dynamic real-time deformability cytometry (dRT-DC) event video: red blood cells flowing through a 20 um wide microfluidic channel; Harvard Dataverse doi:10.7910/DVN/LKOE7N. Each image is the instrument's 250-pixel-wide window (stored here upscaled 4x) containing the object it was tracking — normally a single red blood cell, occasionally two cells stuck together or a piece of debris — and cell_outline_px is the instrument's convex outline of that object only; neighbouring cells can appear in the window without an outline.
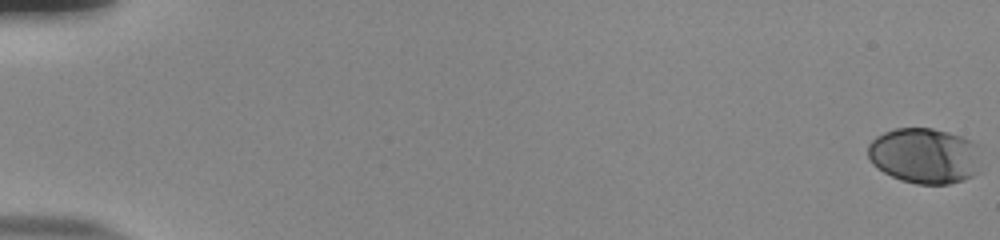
{"species": "human", "species_latin": "Homo sapiens", "temperature_condition": "room temperature", "stored_images_in_passage": 57, "camera_frame_rate_fps": 3000, "um_per_image_px": 0.085, "donor": {"sex": "male"}, "frame": {"image": 1, "passage_image": 1, "time_ms": 0.0, "image_size_px": [1000, 240], "cell_outline_px": [[980, 172], [964, 180], [948, 184], [916, 184], [900, 180], [884, 172], [872, 164], [868, 156], [868, 144], [876, 136], [884, 132], [896, 128], [932, 128], [948, 132], [972, 140], [980, 144]], "centroid_in_image_um": [78.64, 13.24], "position_along_channel_um": 6.4, "area_um2": 37.28}}
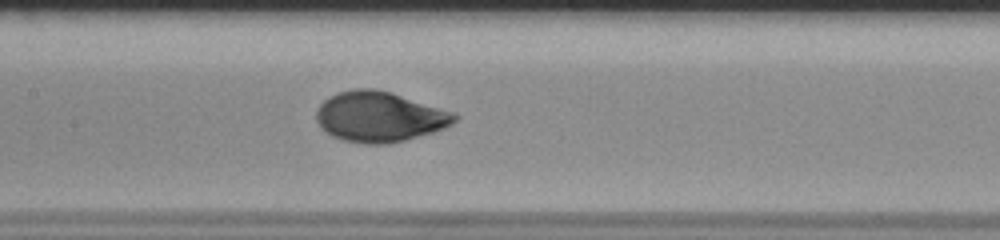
{"frame": {"image": 2, "passage_image": 30, "time_ms": 9.667, "image_size_px": [1000, 240], "cell_outline_px": [[460, 116], [452, 124], [444, 128], [432, 132], [404, 140], [388, 144], [364, 144], [344, 140], [332, 136], [324, 132], [320, 128], [316, 120], [316, 108], [328, 96], [352, 88], [372, 88], [392, 92], [452, 112]], "centroid_in_image_um": [32.21, 9.92], "position_along_channel_um": 175.2, "area_um2": 40.63}}
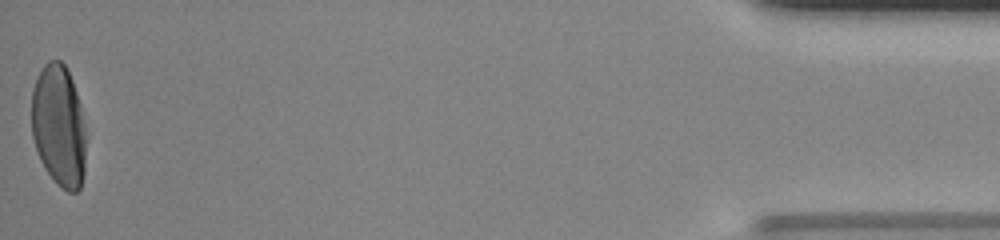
{"frame": {"image": 3, "passage_image": 57, "time_ms": 18.667, "image_size_px": [1000, 240], "cell_outline_px": [[84, 172], [80, 188], [76, 192], [68, 192], [56, 184], [44, 168], [40, 160], [32, 136], [32, 88], [44, 64], [48, 60], [60, 60], [64, 64], [72, 80], [80, 104], [84, 128]], "centroid_in_image_um": [4.98, 10.71], "position_along_channel_um": 430.2, "area_um2": 38.44}, "authors_computed_cell_mechanics": {"area_um2": 38.437, "velocity_mm_per_s": 3.7695, "shape_relaxation_time_tau1_ms": 3.4497, "shape_relaxation_time_tau2_ms": null, "deformation_change_tau1": 0.1845, "deformation_change_tau2": null}}